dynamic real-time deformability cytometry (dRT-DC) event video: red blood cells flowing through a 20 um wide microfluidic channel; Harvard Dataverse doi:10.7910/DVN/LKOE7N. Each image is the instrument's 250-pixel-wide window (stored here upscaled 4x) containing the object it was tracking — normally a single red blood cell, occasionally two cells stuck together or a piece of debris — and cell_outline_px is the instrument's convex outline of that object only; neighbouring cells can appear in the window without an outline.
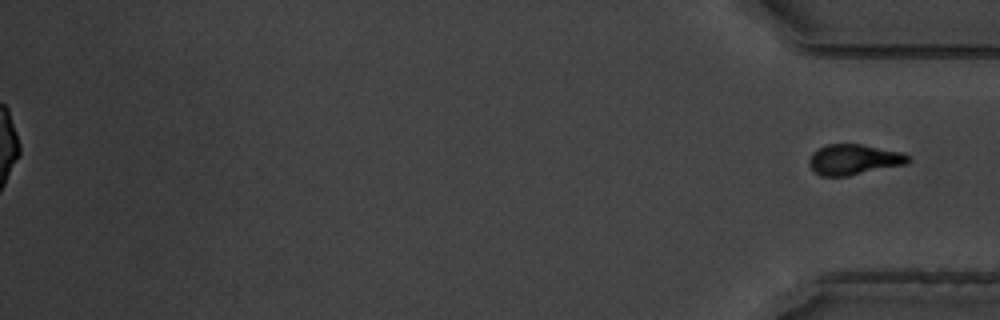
{"species": "common noctule bat (a hibernating species)", "species_latin": "Nyctalus noctula", "temperature_condition": "warm", "stored_images_in_passage": 58, "segment_of_instrument_passage": [2, 2], "camera_frame_rate_fps": 3000, "um_per_image_px": 0.085, "animal": {"sex": "male", "body_mass_g": 19.5, "forearm_length_mm": 54.6}, "frame": {"image": 1, "passage_image": 58, "time_ms": 19.0, "image_size_px": [1000, 320], "cell_outline_px": [[912, 160], [908, 164], [848, 176], [820, 176], [808, 164], [808, 160], [812, 152], [828, 144], [860, 144], [900, 152], [912, 156]], "centroid_in_image_um": [72.61, 13.57], "position_along_channel_um": 362.6, "area_um2": 17.69}}